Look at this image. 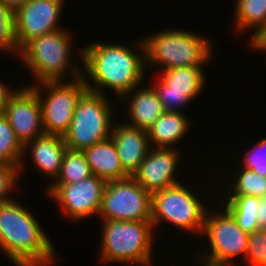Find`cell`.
Listing matches in <instances>:
<instances>
[{"mask_svg":"<svg viewBox=\"0 0 266 266\" xmlns=\"http://www.w3.org/2000/svg\"><path fill=\"white\" fill-rule=\"evenodd\" d=\"M186 31H164L146 38V63L164 64V69L202 67L211 56V42ZM148 61V62H147Z\"/></svg>","mask_w":266,"mask_h":266,"instance_id":"3957f363","label":"cell"},{"mask_svg":"<svg viewBox=\"0 0 266 266\" xmlns=\"http://www.w3.org/2000/svg\"><path fill=\"white\" fill-rule=\"evenodd\" d=\"M245 259L251 266H266V229H258L249 235Z\"/></svg>","mask_w":266,"mask_h":266,"instance_id":"4316f807","label":"cell"},{"mask_svg":"<svg viewBox=\"0 0 266 266\" xmlns=\"http://www.w3.org/2000/svg\"><path fill=\"white\" fill-rule=\"evenodd\" d=\"M102 93L86 90L80 97L72 122L63 136L66 147L83 151L111 136V105Z\"/></svg>","mask_w":266,"mask_h":266,"instance_id":"5b68a950","label":"cell"},{"mask_svg":"<svg viewBox=\"0 0 266 266\" xmlns=\"http://www.w3.org/2000/svg\"><path fill=\"white\" fill-rule=\"evenodd\" d=\"M186 118L181 111H165L147 130L150 144H156L158 148H173L172 144H176L188 130Z\"/></svg>","mask_w":266,"mask_h":266,"instance_id":"ffe728a7","label":"cell"},{"mask_svg":"<svg viewBox=\"0 0 266 266\" xmlns=\"http://www.w3.org/2000/svg\"><path fill=\"white\" fill-rule=\"evenodd\" d=\"M202 258L206 260L204 261L205 264L204 266H233L231 260L227 261V260L212 259L209 257H205V255H203Z\"/></svg>","mask_w":266,"mask_h":266,"instance_id":"836d02e7","label":"cell"},{"mask_svg":"<svg viewBox=\"0 0 266 266\" xmlns=\"http://www.w3.org/2000/svg\"><path fill=\"white\" fill-rule=\"evenodd\" d=\"M70 45L66 30L59 29L31 39L20 49V55L39 83L57 82L70 67Z\"/></svg>","mask_w":266,"mask_h":266,"instance_id":"8992f818","label":"cell"},{"mask_svg":"<svg viewBox=\"0 0 266 266\" xmlns=\"http://www.w3.org/2000/svg\"><path fill=\"white\" fill-rule=\"evenodd\" d=\"M155 91L185 92L190 99L200 94L205 86V77L201 67H176L164 69Z\"/></svg>","mask_w":266,"mask_h":266,"instance_id":"ac0fdd59","label":"cell"},{"mask_svg":"<svg viewBox=\"0 0 266 266\" xmlns=\"http://www.w3.org/2000/svg\"><path fill=\"white\" fill-rule=\"evenodd\" d=\"M74 66L72 72L75 76L70 83L42 82L41 85L47 88V97L42 99L41 92L31 87L39 97L41 106L42 125L44 132L63 137L72 122L77 103L82 94L88 89L85 78ZM76 73V74H75ZM44 100V101H43Z\"/></svg>","mask_w":266,"mask_h":266,"instance_id":"52a82bcc","label":"cell"},{"mask_svg":"<svg viewBox=\"0 0 266 266\" xmlns=\"http://www.w3.org/2000/svg\"><path fill=\"white\" fill-rule=\"evenodd\" d=\"M26 149L17 139L10 122L0 113V163L21 169L20 161Z\"/></svg>","mask_w":266,"mask_h":266,"instance_id":"603a6c76","label":"cell"},{"mask_svg":"<svg viewBox=\"0 0 266 266\" xmlns=\"http://www.w3.org/2000/svg\"><path fill=\"white\" fill-rule=\"evenodd\" d=\"M63 0H29L14 12L15 32L21 49L28 41L59 30Z\"/></svg>","mask_w":266,"mask_h":266,"instance_id":"7c38bea8","label":"cell"},{"mask_svg":"<svg viewBox=\"0 0 266 266\" xmlns=\"http://www.w3.org/2000/svg\"><path fill=\"white\" fill-rule=\"evenodd\" d=\"M102 260L149 265L152 241L151 222L104 220ZM133 262V264H132Z\"/></svg>","mask_w":266,"mask_h":266,"instance_id":"277c9868","label":"cell"},{"mask_svg":"<svg viewBox=\"0 0 266 266\" xmlns=\"http://www.w3.org/2000/svg\"><path fill=\"white\" fill-rule=\"evenodd\" d=\"M85 154L80 150L66 149L61 170L54 184H72L92 176Z\"/></svg>","mask_w":266,"mask_h":266,"instance_id":"7402d4cb","label":"cell"},{"mask_svg":"<svg viewBox=\"0 0 266 266\" xmlns=\"http://www.w3.org/2000/svg\"><path fill=\"white\" fill-rule=\"evenodd\" d=\"M0 48L2 50H16L20 48L16 39L14 11L0 1Z\"/></svg>","mask_w":266,"mask_h":266,"instance_id":"484cf974","label":"cell"},{"mask_svg":"<svg viewBox=\"0 0 266 266\" xmlns=\"http://www.w3.org/2000/svg\"><path fill=\"white\" fill-rule=\"evenodd\" d=\"M224 210L225 212L220 214L218 212L205 215L202 232L207 234L211 245L209 251L211 254L209 253L206 257L229 261L231 257L244 253L245 259L250 234L238 226L235 218L226 208Z\"/></svg>","mask_w":266,"mask_h":266,"instance_id":"8fae6325","label":"cell"},{"mask_svg":"<svg viewBox=\"0 0 266 266\" xmlns=\"http://www.w3.org/2000/svg\"><path fill=\"white\" fill-rule=\"evenodd\" d=\"M152 195L132 176L108 181L98 215L105 221L151 222Z\"/></svg>","mask_w":266,"mask_h":266,"instance_id":"ba28073f","label":"cell"},{"mask_svg":"<svg viewBox=\"0 0 266 266\" xmlns=\"http://www.w3.org/2000/svg\"><path fill=\"white\" fill-rule=\"evenodd\" d=\"M254 33L252 45L259 50H266V21L258 29H255Z\"/></svg>","mask_w":266,"mask_h":266,"instance_id":"4dcf8cb0","label":"cell"},{"mask_svg":"<svg viewBox=\"0 0 266 266\" xmlns=\"http://www.w3.org/2000/svg\"><path fill=\"white\" fill-rule=\"evenodd\" d=\"M137 46L143 51V56L117 44L93 43L83 49V65L93 80V85L85 81L88 90L102 93L100 89L107 87L122 99L128 97L138 87L145 73L144 41Z\"/></svg>","mask_w":266,"mask_h":266,"instance_id":"6da1fadb","label":"cell"},{"mask_svg":"<svg viewBox=\"0 0 266 266\" xmlns=\"http://www.w3.org/2000/svg\"><path fill=\"white\" fill-rule=\"evenodd\" d=\"M3 114L23 146L45 133L40 100L31 86L15 91L5 106Z\"/></svg>","mask_w":266,"mask_h":266,"instance_id":"4fadbf2b","label":"cell"},{"mask_svg":"<svg viewBox=\"0 0 266 266\" xmlns=\"http://www.w3.org/2000/svg\"><path fill=\"white\" fill-rule=\"evenodd\" d=\"M15 92L8 91L6 86L0 82V113L4 112L5 106L8 104L10 97Z\"/></svg>","mask_w":266,"mask_h":266,"instance_id":"d6a6232c","label":"cell"},{"mask_svg":"<svg viewBox=\"0 0 266 266\" xmlns=\"http://www.w3.org/2000/svg\"><path fill=\"white\" fill-rule=\"evenodd\" d=\"M0 248L17 266H49L54 249L34 216L22 205L0 203Z\"/></svg>","mask_w":266,"mask_h":266,"instance_id":"7a4b0ae2","label":"cell"},{"mask_svg":"<svg viewBox=\"0 0 266 266\" xmlns=\"http://www.w3.org/2000/svg\"><path fill=\"white\" fill-rule=\"evenodd\" d=\"M236 4L238 29H258L266 21V0H238Z\"/></svg>","mask_w":266,"mask_h":266,"instance_id":"cb8c5ba5","label":"cell"},{"mask_svg":"<svg viewBox=\"0 0 266 266\" xmlns=\"http://www.w3.org/2000/svg\"><path fill=\"white\" fill-rule=\"evenodd\" d=\"M27 145L31 146V156L35 166L49 176L57 178L67 149L63 137L44 133L28 142L24 148L28 147Z\"/></svg>","mask_w":266,"mask_h":266,"instance_id":"e0dca14e","label":"cell"},{"mask_svg":"<svg viewBox=\"0 0 266 266\" xmlns=\"http://www.w3.org/2000/svg\"><path fill=\"white\" fill-rule=\"evenodd\" d=\"M131 98L129 112L133 123L128 125L148 130L165 109L154 88L137 89Z\"/></svg>","mask_w":266,"mask_h":266,"instance_id":"d6986e66","label":"cell"},{"mask_svg":"<svg viewBox=\"0 0 266 266\" xmlns=\"http://www.w3.org/2000/svg\"><path fill=\"white\" fill-rule=\"evenodd\" d=\"M160 101L163 104L165 111L169 112H179L176 108L177 106L181 107V105L185 106L187 102L191 101V99L185 95V92H176V91H156Z\"/></svg>","mask_w":266,"mask_h":266,"instance_id":"f546056e","label":"cell"},{"mask_svg":"<svg viewBox=\"0 0 266 266\" xmlns=\"http://www.w3.org/2000/svg\"><path fill=\"white\" fill-rule=\"evenodd\" d=\"M179 153L173 148L153 149L148 152L139 169L132 176L151 195L179 182L174 178Z\"/></svg>","mask_w":266,"mask_h":266,"instance_id":"5bb4252c","label":"cell"},{"mask_svg":"<svg viewBox=\"0 0 266 266\" xmlns=\"http://www.w3.org/2000/svg\"><path fill=\"white\" fill-rule=\"evenodd\" d=\"M7 6H9L14 12L24 6L29 0H0Z\"/></svg>","mask_w":266,"mask_h":266,"instance_id":"e575fe53","label":"cell"},{"mask_svg":"<svg viewBox=\"0 0 266 266\" xmlns=\"http://www.w3.org/2000/svg\"><path fill=\"white\" fill-rule=\"evenodd\" d=\"M257 211L259 228L266 229V195L260 198V206Z\"/></svg>","mask_w":266,"mask_h":266,"instance_id":"1f68e13d","label":"cell"},{"mask_svg":"<svg viewBox=\"0 0 266 266\" xmlns=\"http://www.w3.org/2000/svg\"><path fill=\"white\" fill-rule=\"evenodd\" d=\"M106 181L92 175L72 184H53L49 194L62 206V210L73 219H84L99 213Z\"/></svg>","mask_w":266,"mask_h":266,"instance_id":"30bf717a","label":"cell"},{"mask_svg":"<svg viewBox=\"0 0 266 266\" xmlns=\"http://www.w3.org/2000/svg\"><path fill=\"white\" fill-rule=\"evenodd\" d=\"M229 197L225 202V208L233 215L238 226L249 234L260 229L257 219L260 198L248 195H230Z\"/></svg>","mask_w":266,"mask_h":266,"instance_id":"44dd1931","label":"cell"},{"mask_svg":"<svg viewBox=\"0 0 266 266\" xmlns=\"http://www.w3.org/2000/svg\"><path fill=\"white\" fill-rule=\"evenodd\" d=\"M19 169L6 163H0V203L11 201L6 195L15 184ZM7 197V198H6Z\"/></svg>","mask_w":266,"mask_h":266,"instance_id":"f1b7e54d","label":"cell"},{"mask_svg":"<svg viewBox=\"0 0 266 266\" xmlns=\"http://www.w3.org/2000/svg\"><path fill=\"white\" fill-rule=\"evenodd\" d=\"M266 139H262L255 149L244 157V167L253 170L262 177H266Z\"/></svg>","mask_w":266,"mask_h":266,"instance_id":"83f0119b","label":"cell"},{"mask_svg":"<svg viewBox=\"0 0 266 266\" xmlns=\"http://www.w3.org/2000/svg\"><path fill=\"white\" fill-rule=\"evenodd\" d=\"M111 137L122 168L129 176H133L151 149L148 132L130 126L128 123H119L113 126Z\"/></svg>","mask_w":266,"mask_h":266,"instance_id":"9a60e30c","label":"cell"},{"mask_svg":"<svg viewBox=\"0 0 266 266\" xmlns=\"http://www.w3.org/2000/svg\"><path fill=\"white\" fill-rule=\"evenodd\" d=\"M83 152L93 175L106 182L129 177L122 168L111 136L85 148Z\"/></svg>","mask_w":266,"mask_h":266,"instance_id":"2e32d148","label":"cell"},{"mask_svg":"<svg viewBox=\"0 0 266 266\" xmlns=\"http://www.w3.org/2000/svg\"><path fill=\"white\" fill-rule=\"evenodd\" d=\"M231 195H248L263 198L266 195V177H262L251 169L240 171Z\"/></svg>","mask_w":266,"mask_h":266,"instance_id":"d4e9b609","label":"cell"},{"mask_svg":"<svg viewBox=\"0 0 266 266\" xmlns=\"http://www.w3.org/2000/svg\"><path fill=\"white\" fill-rule=\"evenodd\" d=\"M206 211L200 200L180 183L152 194L151 223L153 228L155 224L164 219L184 230L201 233L205 215L208 213Z\"/></svg>","mask_w":266,"mask_h":266,"instance_id":"9c48e42d","label":"cell"}]
</instances>
